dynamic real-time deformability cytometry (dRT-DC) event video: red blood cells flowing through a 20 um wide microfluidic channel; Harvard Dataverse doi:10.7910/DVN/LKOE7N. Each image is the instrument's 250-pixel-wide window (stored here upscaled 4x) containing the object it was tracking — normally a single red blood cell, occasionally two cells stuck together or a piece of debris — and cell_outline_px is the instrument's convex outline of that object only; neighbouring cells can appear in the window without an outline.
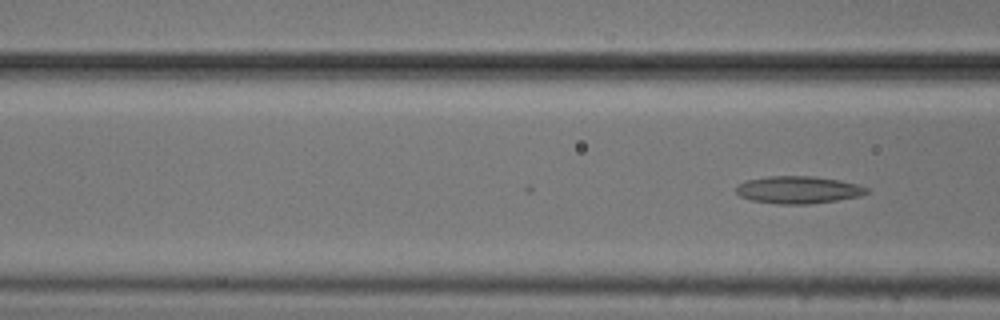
{"species": "common noctule bat (a hibernating species)", "species_latin": "Nyctalus noctula", "temperature_condition": "cold", "stored_images_in_passage": 19, "camera_frame_rate_fps": 3000, "um_per_image_px": 0.085, "animal": {"sex": "male", "body_mass_g": 20.5, "forearm_length_mm": 52.5}, "frame": {"image": 1, "passage_image": 19, "time_ms": 6.0, "image_size_px": [1000, 320], "cell_outline_px": [[868, 192], [860, 196], [836, 200], [808, 204], [776, 204], [752, 200], [740, 196], [736, 192], [736, 188], [744, 180], [768, 176], [812, 176], [840, 180], [856, 184], [868, 188]], "centroid_in_image_um": [67.83, 16.13], "position_along_channel_um": 98.8, "area_um2": 20.75}}